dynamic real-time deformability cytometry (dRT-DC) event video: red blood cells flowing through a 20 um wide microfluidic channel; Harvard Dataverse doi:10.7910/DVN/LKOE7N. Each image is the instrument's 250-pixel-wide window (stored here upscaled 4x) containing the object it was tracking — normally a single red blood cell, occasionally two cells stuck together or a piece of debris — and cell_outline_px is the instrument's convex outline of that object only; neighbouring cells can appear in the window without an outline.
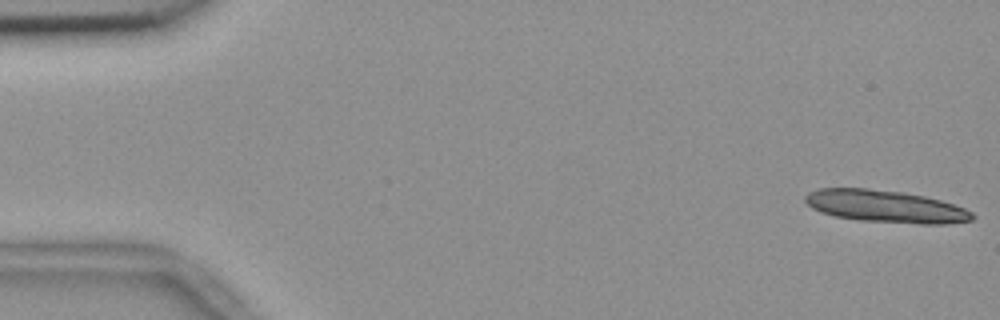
{"species": "common noctule bat (a hibernating species)", "species_latin": "Nyctalus noctula", "temperature_condition": "room temperature", "stored_images_in_passage": 15, "camera_frame_rate_fps": 3000, "um_per_image_px": 0.085, "animal": {"sex": "female", "body_mass_g": 18.4}, "frame": {"image": 1, "passage_image": 1, "time_ms": 0.0, "image_size_px": [1000, 320], "cell_outline_px": [[976, 216], [972, 220], [944, 224], [920, 224], [860, 220], [836, 216], [820, 212], [812, 208], [804, 200], [804, 196], [808, 192], [820, 188], [868, 188], [904, 192], [924, 196], [940, 200], [964, 208], [972, 212]], "centroid_in_image_um": [75.26, 17.54], "position_along_channel_um": 9.7, "area_um2": 31.44}}